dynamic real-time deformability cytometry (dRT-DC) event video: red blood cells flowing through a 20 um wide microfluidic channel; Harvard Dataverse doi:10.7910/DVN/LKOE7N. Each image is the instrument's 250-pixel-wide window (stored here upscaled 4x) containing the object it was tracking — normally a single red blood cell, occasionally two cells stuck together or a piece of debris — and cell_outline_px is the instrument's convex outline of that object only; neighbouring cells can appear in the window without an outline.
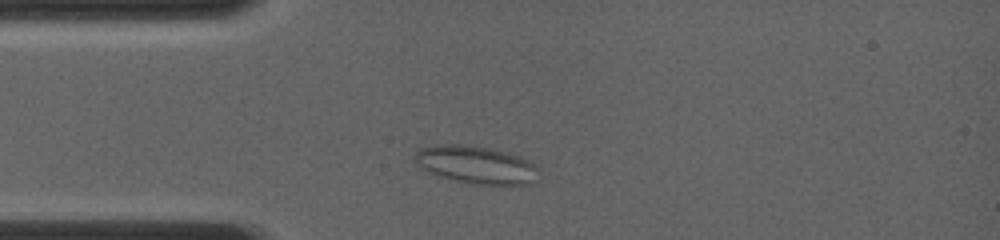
{"species": "common noctule bat (a hibernating species)", "species_latin": "Nyctalus noctula", "temperature_condition": "room temperature", "stored_images_in_passage": 7, "camera_frame_rate_fps": 4000, "um_per_image_px": 0.085, "animal": {"sex": "female", "body_mass_g": 19.0, "forearm_length_mm": 56.7}, "frame": {"image": 1, "passage_image": 3, "time_ms": 1.25, "image_size_px": [1000, 240], "cell_outline_px": [[536, 168], [532, 184], [476, 184], [436, 176], [420, 168], [412, 160], [412, 156], [420, 148], [436, 144], [468, 144], [492, 148], [508, 152], [532, 160]], "centroid_in_image_um": [40.38, 13.97], "position_along_channel_um": 44.6, "area_um2": 27.51}}
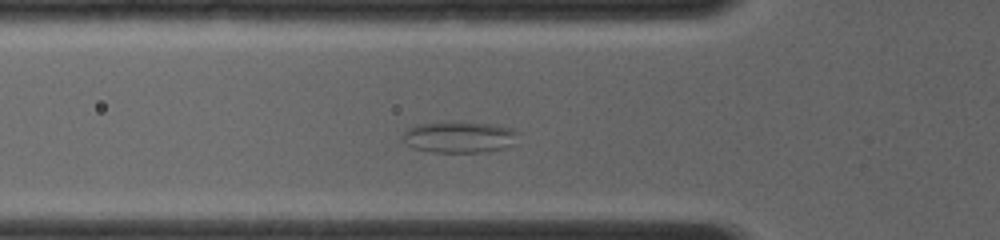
{"frame": {"image": 2, "passage_image": 5, "time_ms": 2.5, "image_size_px": [1000, 240], "cell_outline_px": [[516, 132], [512, 144], [504, 148], [488, 152], [432, 152], [412, 148], [404, 140], [404, 132], [408, 128], [416, 124], [488, 124], [512, 128]], "centroid_in_image_um": [39.01, 11.7], "position_along_channel_um": 86.8, "area_um2": 20.11}}
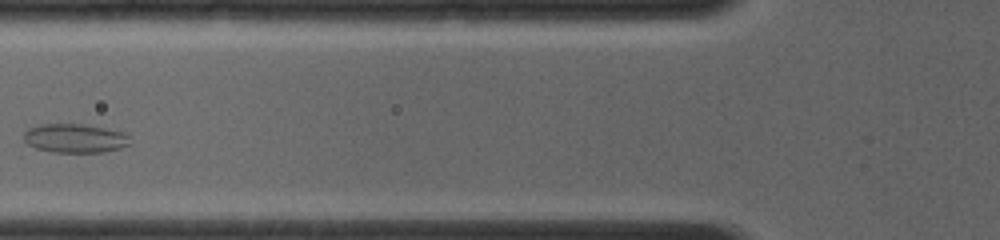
{"frame": {"image": 3, "passage_image": 6, "time_ms": 3.25, "image_size_px": [1000, 240], "cell_outline_px": [[132, 144], [120, 148], [104, 152], [52, 152], [36, 148], [28, 144], [24, 140], [24, 132], [28, 128], [40, 124], [80, 124], [128, 132]], "centroid_in_image_um": [6.42, 11.75], "position_along_channel_um": 119.4, "area_um2": 18.09}}